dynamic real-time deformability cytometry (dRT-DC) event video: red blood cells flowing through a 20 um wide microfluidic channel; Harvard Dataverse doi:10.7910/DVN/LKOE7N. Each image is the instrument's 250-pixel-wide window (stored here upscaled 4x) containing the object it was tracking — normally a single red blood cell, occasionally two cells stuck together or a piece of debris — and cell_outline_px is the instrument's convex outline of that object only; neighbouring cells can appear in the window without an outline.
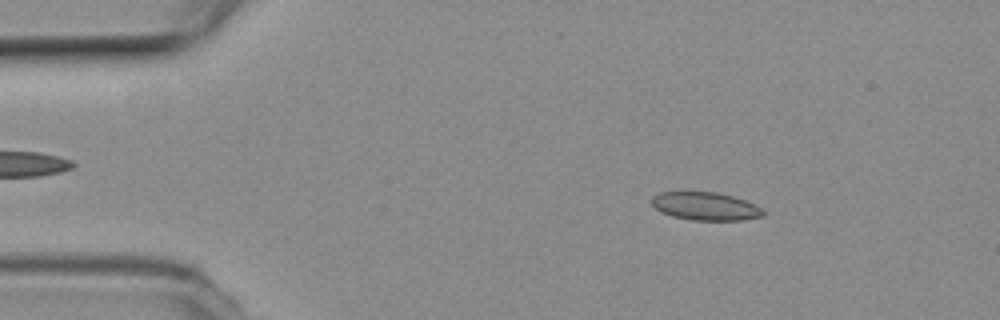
{"species": "common noctule bat (a hibernating species)", "species_latin": "Nyctalus noctula", "temperature_condition": "room temperature", "stored_images_in_passage": 4, "camera_frame_rate_fps": 3000, "um_per_image_px": 0.085, "animal": {"sex": "female", "body_mass_g": 19.3, "forearm_length_mm": 54.1}, "frame": {"image": 1, "passage_image": 2, "time_ms": 0.333, "image_size_px": [1000, 320], "cell_outline_px": [[764, 216], [744, 220], [692, 220], [672, 216], [660, 212], [652, 204], [652, 196], [660, 192], [716, 192], [732, 196], [744, 200], [760, 208], [764, 212]], "centroid_in_image_um": [59.94, 17.53], "position_along_channel_um": 25.1, "area_um2": 18.09}}